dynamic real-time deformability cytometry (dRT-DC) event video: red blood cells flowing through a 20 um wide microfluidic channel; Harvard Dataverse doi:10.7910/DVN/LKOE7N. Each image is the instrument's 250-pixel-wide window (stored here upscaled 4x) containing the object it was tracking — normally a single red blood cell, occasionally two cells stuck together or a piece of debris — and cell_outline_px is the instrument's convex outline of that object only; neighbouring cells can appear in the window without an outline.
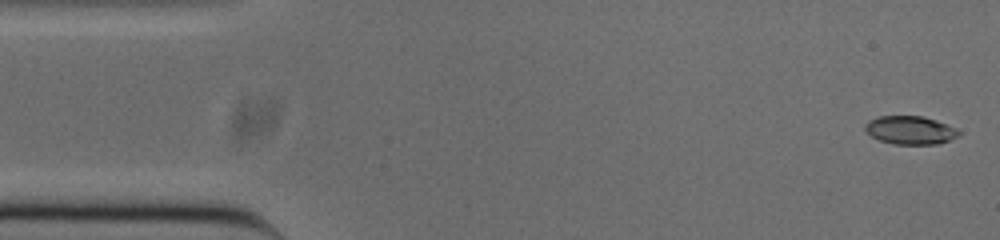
{"species": "common noctule bat (a hibernating species)", "species_latin": "Nyctalus noctula", "temperature_condition": "cold", "stored_images_in_passage": 52, "camera_frame_rate_fps": 3000, "um_per_image_px": 0.085, "animal": {"sex": "male", "body_mass_g": 20.0, "forearm_length_mm": 53.3}, "frame": {"image": 1, "passage_image": 1, "time_ms": 0.0, "image_size_px": [1000, 240], "cell_outline_px": [[960, 136], [936, 144], [892, 144], [880, 140], [872, 136], [864, 128], [864, 124], [868, 120], [876, 116], [920, 116], [936, 120], [956, 128], [960, 132]], "centroid_in_image_um": [77.35, 11.06], "position_along_channel_um": 7.6, "area_um2": 15.43}}
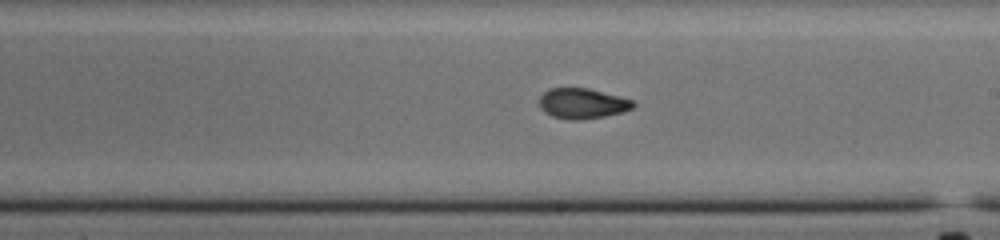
{"frame": {"image": 2, "passage_image": 28, "time_ms": 9.0, "image_size_px": [1000, 240], "cell_outline_px": [[636, 104], [632, 108], [624, 112], [604, 116], [580, 120], [568, 120], [552, 116], [544, 112], [540, 108], [540, 96], [548, 88], [588, 88], [636, 100]], "centroid_in_image_um": [49.53, 8.79], "position_along_channel_um": 239.5, "area_um2": 16.82}}
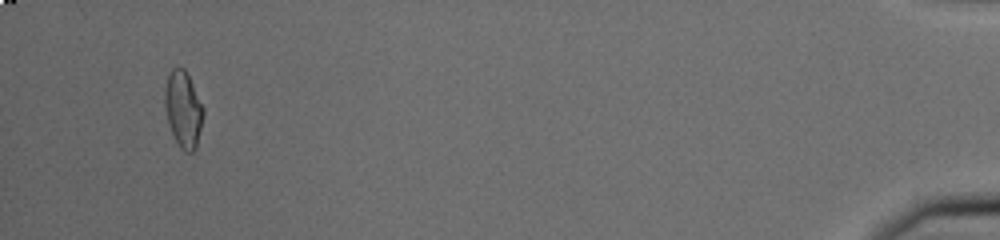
{"frame": {"image": 3, "passage_image": 49, "time_ms": 16.0, "image_size_px": [1000, 240], "cell_outline_px": [[204, 116], [196, 148], [192, 152], [184, 152], [180, 148], [172, 136], [168, 124], [164, 108], [164, 88], [168, 72], [176, 64], [184, 68], [204, 108]], "centroid_in_image_um": [15.55, 9.28], "position_along_channel_um": 419.7, "area_um2": 17.63}, "authors_computed_cell_mechanics": {"area_um2": 16.7331, "velocity_mm_per_s": 3.8499, "shape_relaxation_time_tau1_ms": null, "shape_relaxation_time_tau2_ms": 1.9471, "deformation_change_tau1": null, "deformation_change_tau2": 0.0684}}